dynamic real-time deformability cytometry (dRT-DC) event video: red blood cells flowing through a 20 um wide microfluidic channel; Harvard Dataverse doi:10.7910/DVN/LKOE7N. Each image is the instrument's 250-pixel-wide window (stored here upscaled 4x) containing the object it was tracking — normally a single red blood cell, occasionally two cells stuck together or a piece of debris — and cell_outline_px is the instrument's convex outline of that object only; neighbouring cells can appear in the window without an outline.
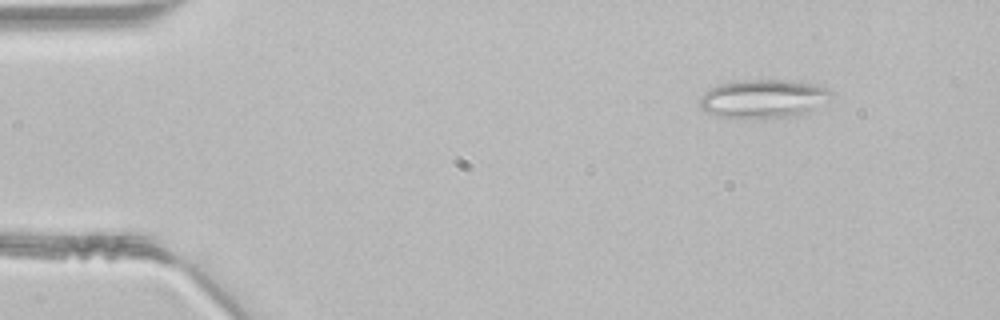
{"species": "common noctule bat (a hibernating species)", "species_latin": "Nyctalus noctula", "temperature_condition": "room temperature", "stored_images_in_passage": 9, "camera_frame_rate_fps": 3000, "um_per_image_px": 0.085, "animal": {"sex": "male", "body_mass_g": 21.5, "forearm_length_mm": 52.0}, "frame": {"image": 1, "passage_image": 1, "time_ms": 0.0, "image_size_px": [1000, 320], "cell_outline_px": [[832, 92], [812, 108], [804, 112], [788, 116], [764, 120], [720, 116], [704, 112], [700, 108], [700, 96], [704, 92], [720, 84], [740, 80], [792, 80], [816, 84], [828, 88]], "centroid_in_image_um": [64.78, 8.39], "position_along_channel_um": 20.2, "area_um2": 29.25}}